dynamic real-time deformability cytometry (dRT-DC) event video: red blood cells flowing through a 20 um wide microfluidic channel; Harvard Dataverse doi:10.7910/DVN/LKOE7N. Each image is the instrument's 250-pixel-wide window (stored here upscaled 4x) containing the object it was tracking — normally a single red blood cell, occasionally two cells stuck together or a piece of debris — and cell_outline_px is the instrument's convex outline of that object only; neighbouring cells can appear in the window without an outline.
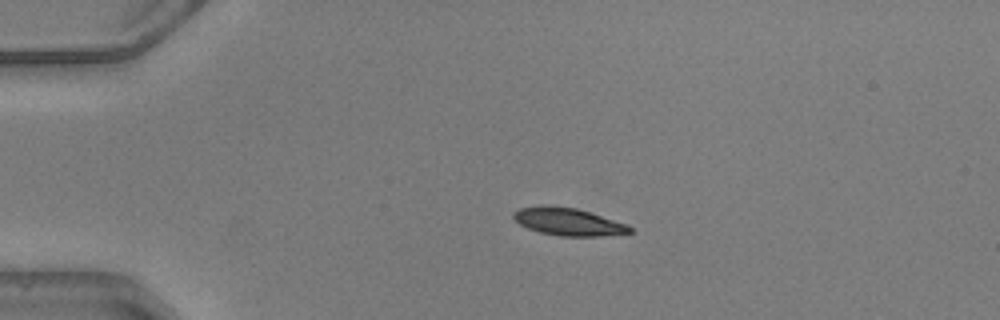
{"species": "common noctule bat (a hibernating species)", "species_latin": "Nyctalus noctula", "temperature_condition": "warm", "stored_images_in_passage": 40, "camera_frame_rate_fps": 3000, "um_per_image_px": 0.085, "animal": {"sex": "male", "body_mass_g": 20.5, "forearm_length_mm": 52.5}, "frame": {"image": 1, "passage_image": 1, "time_ms": 0.0, "image_size_px": [1000, 320], "cell_outline_px": [[632, 232], [600, 236], [560, 236], [540, 232], [528, 228], [520, 224], [512, 216], [512, 212], [520, 208], [540, 204], [576, 208], [628, 224], [632, 228]], "centroid_in_image_um": [48.27, 18.83], "position_along_channel_um": 36.7, "area_um2": 18.67}}
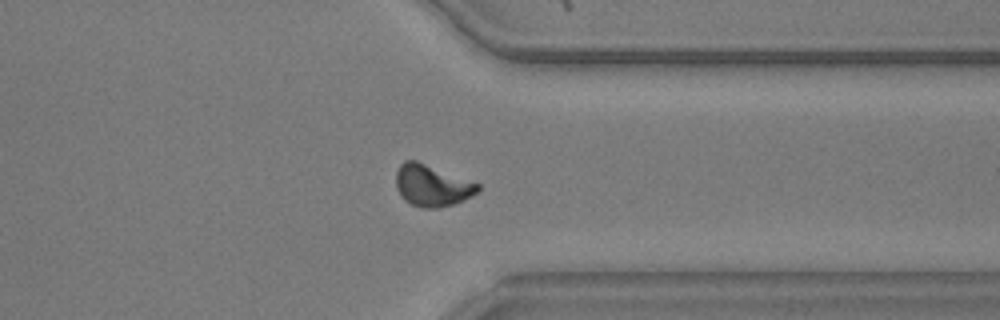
{"frame": {"image": 2, "passage_image": 29, "time_ms": 9.333, "image_size_px": [1000, 320], "cell_outline_px": [[480, 188], [472, 196], [464, 200], [452, 204], [436, 208], [420, 208], [404, 200], [396, 188], [396, 172], [400, 164], [404, 160], [416, 160], [480, 184]], "centroid_in_image_um": [36.69, 15.77], "position_along_channel_um": 374.7, "area_um2": 19.77}}
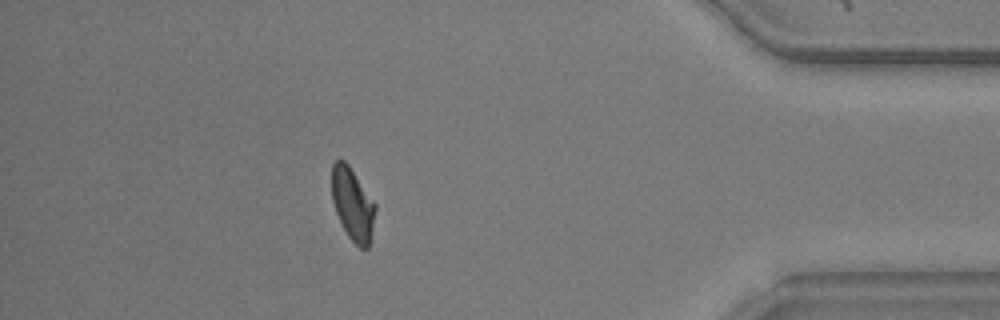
{"frame": {"image": 3, "passage_image": 34, "time_ms": 11.0, "image_size_px": [1000, 320], "cell_outline_px": [[376, 208], [368, 248], [360, 248], [348, 236], [336, 212], [332, 200], [332, 164], [336, 160], [344, 160], [348, 164], [376, 204]], "centroid_in_image_um": [29.97, 17.33], "position_along_channel_um": 405.2, "area_um2": 18.03}, "authors_computed_cell_mechanics": {"area_um2": 19.1318, "velocity_mm_per_s": 4.1177, "shape_relaxation_time_tau1_ms": 3.9069, "shape_relaxation_time_tau2_ms": 2.0864, "deformation_change_tau1": 0.1313, "deformation_change_tau2": 0.0663}}